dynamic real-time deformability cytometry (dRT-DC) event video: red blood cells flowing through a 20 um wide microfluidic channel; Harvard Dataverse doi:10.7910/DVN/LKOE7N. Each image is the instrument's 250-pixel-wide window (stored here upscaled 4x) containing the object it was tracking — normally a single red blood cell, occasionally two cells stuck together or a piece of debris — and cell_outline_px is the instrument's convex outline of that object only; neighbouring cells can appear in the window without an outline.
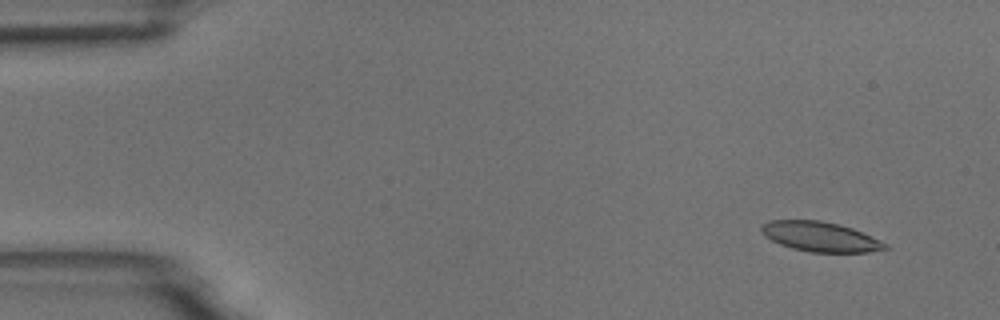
{"species": "common noctule bat (a hibernating species)", "species_latin": "Nyctalus noctula", "temperature_condition": "room temperature", "stored_images_in_passage": 2, "camera_frame_rate_fps": 3000, "um_per_image_px": 0.085, "animal": {"sex": "male", "body_mass_g": 18.8}, "frame": {"image": 1, "passage_image": 2, "time_ms": 1.333, "image_size_px": [1000, 320], "cell_outline_px": [[892, 248], [868, 252], [808, 252], [792, 248], [780, 244], [764, 236], [760, 228], [764, 224], [772, 220], [820, 220], [840, 224], [852, 228], [888, 244]], "centroid_in_image_um": [69.74, 20.12], "position_along_channel_um": 15.3, "area_um2": 21.44}}